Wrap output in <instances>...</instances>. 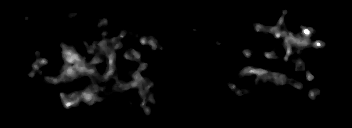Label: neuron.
Wrapping results in <instances>:
<instances>
[{
  "label": "neuron",
  "instance_id": "neuron-1",
  "mask_svg": "<svg viewBox=\"0 0 352 128\" xmlns=\"http://www.w3.org/2000/svg\"><path fill=\"white\" fill-rule=\"evenodd\" d=\"M283 12V16H286L289 12L288 9L286 8H283L281 10ZM31 21H35V18L34 20H31L29 17L25 16L23 18H21V21L17 22L20 24L21 26V23H24V22H31ZM105 22V25H108L107 23V20H103L102 22H98L96 24L97 27H102V25L104 24ZM276 25H273V26H270L268 28V30H270L271 32L274 31L275 32V37L276 38H279V37H283L285 39V49H287V53H286V56H285V60L286 61H290L291 60V54L294 53V50L295 48H300V49H304L308 44L312 43L313 45V48H322L324 46V42L319 40V41H312V38H311V34H312V29L309 28V27H298V29H300V36L303 37V38H299L298 35H295L294 32H292V30H287V31H281L280 30V27L283 26V21L282 19L280 18L276 23ZM255 28H254V33H258L261 31L262 29V25L257 23L255 24ZM126 37L125 36V33L122 32V33H119L118 36L115 37L114 39V45L113 47V50L111 51V49L107 48L108 46H112L111 43L106 40L105 38H102L101 40L99 39H94L93 41L95 42V44H101L103 46V48L101 49V52H103L105 55L108 56V59L106 60V63L108 64V68L107 70H105L104 72V75L101 76L100 75V78H99V81L101 80H104V79H108L114 75H116V72L117 71V66L115 67L114 66V62H115V57L117 56L118 54V51L116 50V47H119L122 45V41L121 39ZM310 37V38H309ZM141 43L143 45L145 44H150L152 47L153 50H156L157 47H159V42H156L152 39H149V38H143L141 40ZM73 46L71 45H67V43H65L64 41L61 42L60 40V47L59 48H65V52L63 53V63L60 65L62 68L65 64H72L74 62H76V64L74 66H67L65 69L62 70L61 72V76H55L54 79H48V78H45V82H46V85H48L50 83V85L55 82H57L56 86H64L65 83L67 81H73L75 79L76 76H83V75H86V76H91V77H94L95 75H99L97 70L91 66L90 67H87L86 64H85V58L84 57H81L80 55H77L73 49L71 48ZM263 51V47H262V50H254V51H245L244 54L245 56H253L254 54L256 53H265L263 56L265 57V59L269 60V61H272L274 59L277 58V53H270V51H265V52H262ZM301 51L303 50H300V52L297 54V57L295 62H293V64H295V71L296 73H298L300 71V69L302 70L303 69V65L301 63ZM87 52L90 53V52H93V48L92 47H89L87 49ZM130 54H133V57L135 58L136 62L140 63L139 64V69L142 70L146 67V63L145 62H142L140 61V51L137 49V48H132V51ZM131 58L132 60V56L127 55L125 54L124 55V60H129ZM101 60H103V57H95L94 60L90 61L89 64L93 65L95 63H99L101 62ZM300 60V61H299ZM47 61L45 59H40V60H37L36 63H34L33 65V68L31 69V72H24L22 74V77L20 78H24V76L27 74H32V75H36V71H37V68L40 64H46ZM251 74H257L258 75V78H256L254 80V85L257 86L259 83H260V80L262 79L263 80V77L264 75H266L265 77V81L267 80H271L274 84H276L278 87H282L283 84H285V82H287V84H293L295 87L297 88H300L302 87L303 85L300 84V81L299 80H289L286 78V76H283V75H278L277 73H273L271 71H266L264 68H261L259 70L255 69L253 66H248L247 68H244L242 72H239V73H236V75H239V76H250ZM304 75L306 76V79L308 82V80L310 81L311 79L314 78V74L311 73L310 71H306L304 70ZM135 77L134 81L130 82L129 84H124V85H121V84H116V87H114V92L116 93H119V91H124V90H127V89H134V88H139L140 89V93L139 95L141 96V99H140V106L144 107L145 106V94L147 93L148 91V87L150 85L148 84H151V86H153V83H152V80H149L148 79V82L146 84L145 80L143 82V80H141V75L138 74V72L136 74L133 75ZM241 77V78H243ZM22 81H18V84L17 87H21L23 85L22 88L24 89H28V91H32V88H29L27 86V84H22L21 83ZM90 86L84 91H80L78 93H75V94H68V93H60L59 94V98L60 100H62V103H63V106L68 109V108H71V107H77L78 105V99L79 98H83L84 101L86 102V104L88 105H91L93 103V100H95L96 98L94 97L95 95H93L92 91L94 93H98L101 89V86H99L97 83H95L92 79L91 81L89 82ZM239 87V85L237 84V82L233 81V82H230L229 81V89H237ZM315 90H312L311 92H308L309 93V97H310V100L312 101H317V88L316 86H314ZM240 90H238L237 92H234V95H242L245 96L244 92H239ZM143 98V100H142ZM155 100L156 98H153L151 101H150V104L152 105L151 107H154L153 105L155 104ZM120 101V98H118L117 100H115L114 102V99H113V103H115L116 106L119 105V102Z\"/></svg>",
  "mask_w": 352,
  "mask_h": 128
}]
</instances>
